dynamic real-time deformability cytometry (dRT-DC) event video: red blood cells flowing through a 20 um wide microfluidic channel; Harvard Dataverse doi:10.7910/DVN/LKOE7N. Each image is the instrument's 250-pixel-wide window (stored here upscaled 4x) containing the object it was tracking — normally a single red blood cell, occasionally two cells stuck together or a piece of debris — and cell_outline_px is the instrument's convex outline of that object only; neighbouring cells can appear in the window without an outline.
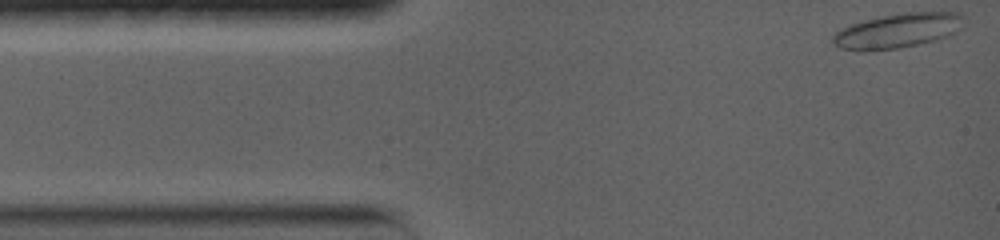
{"species": "common noctule bat (a hibernating species)", "species_latin": "Nyctalus noctula", "temperature_condition": "warm", "stored_images_in_passage": 33, "camera_frame_rate_fps": 5000, "um_per_image_px": 0.085, "animal": {"sex": "female", "body_mass_g": 19.0, "forearm_length_mm": 56.7}, "frame": {"image": 1, "passage_image": 1, "time_ms": 0.0, "image_size_px": [1000, 240], "cell_outline_px": [[964, 28], [948, 36], [936, 40], [896, 48], [872, 52], [864, 52], [840, 48], [832, 44], [832, 36], [840, 28], [864, 20], [904, 12], [960, 12], [964, 16]], "centroid_in_image_um": [76.31, 2.62], "position_along_channel_um": 8.7, "area_um2": 26.82}}
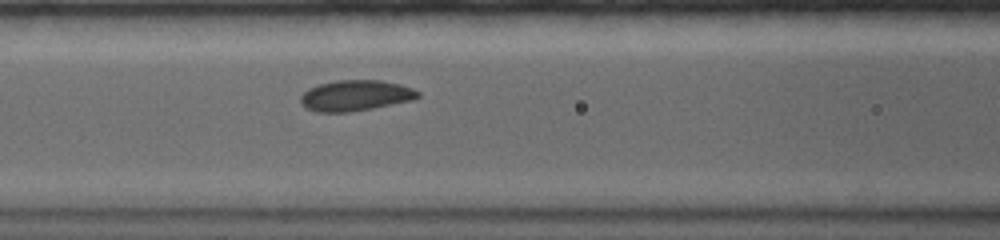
{"frame": {"image": 2, "passage_image": 15, "time_ms": 5.4, "image_size_px": [1000, 240], "cell_outline_px": [[420, 96], [412, 100], [372, 108], [348, 112], [316, 112], [300, 104], [300, 96], [308, 88], [320, 84], [336, 80], [380, 80], [400, 84], [412, 88], [420, 92]], "centroid_in_image_um": [30.2, 8.11], "position_along_channel_um": 136.4, "area_um2": 20.98}}
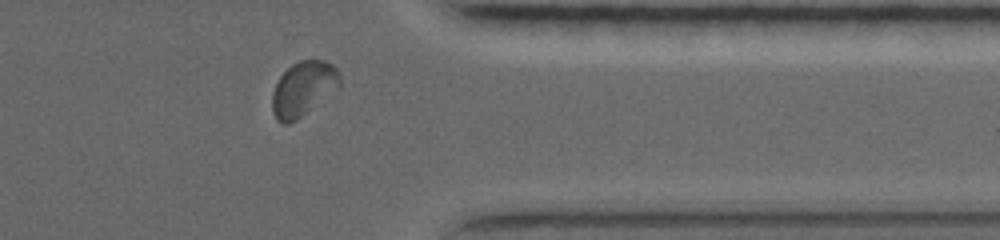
{"frame": {"image": 3, "passage_image": 30, "time_ms": 12.4, "image_size_px": [1000, 240], "cell_outline_px": [[340, 84], [296, 120], [288, 124], [284, 124], [276, 120], [272, 112], [272, 92], [280, 76], [292, 64], [300, 60], [324, 60], [332, 64], [340, 72]], "centroid_in_image_um": [25.73, 7.52], "position_along_channel_um": 385.7, "area_um2": 21.04}, "authors_computed_cell_mechanics": {"area_um2": 21.1548, "velocity_mm_per_s": 3.6495, "shape_relaxation_time_tau1_ms": 2.6002, "shape_relaxation_time_tau2_ms": null, "deformation_change_tau1": 0.0789, "deformation_change_tau2": null}}